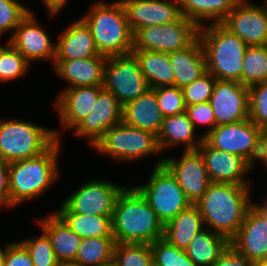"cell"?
Here are the masks:
<instances>
[{"mask_svg":"<svg viewBox=\"0 0 267 266\" xmlns=\"http://www.w3.org/2000/svg\"><path fill=\"white\" fill-rule=\"evenodd\" d=\"M250 192L249 185L211 182L195 203L206 228L231 241L252 206Z\"/></svg>","mask_w":267,"mask_h":266,"instance_id":"6da1fadb","label":"cell"},{"mask_svg":"<svg viewBox=\"0 0 267 266\" xmlns=\"http://www.w3.org/2000/svg\"><path fill=\"white\" fill-rule=\"evenodd\" d=\"M115 243L151 244L164 236V225L135 187L119 194L112 216Z\"/></svg>","mask_w":267,"mask_h":266,"instance_id":"7a4b0ae2","label":"cell"},{"mask_svg":"<svg viewBox=\"0 0 267 266\" xmlns=\"http://www.w3.org/2000/svg\"><path fill=\"white\" fill-rule=\"evenodd\" d=\"M60 140L38 156L9 163L10 206L38 198L59 176Z\"/></svg>","mask_w":267,"mask_h":266,"instance_id":"3957f363","label":"cell"},{"mask_svg":"<svg viewBox=\"0 0 267 266\" xmlns=\"http://www.w3.org/2000/svg\"><path fill=\"white\" fill-rule=\"evenodd\" d=\"M90 8L81 19L90 28L99 54L106 57L131 54L133 33L121 0L98 1Z\"/></svg>","mask_w":267,"mask_h":266,"instance_id":"277c9868","label":"cell"},{"mask_svg":"<svg viewBox=\"0 0 267 266\" xmlns=\"http://www.w3.org/2000/svg\"><path fill=\"white\" fill-rule=\"evenodd\" d=\"M204 24L199 27L200 39L206 58L207 71L217 80L241 83L243 57L249 47L237 35L221 23Z\"/></svg>","mask_w":267,"mask_h":266,"instance_id":"5b68a950","label":"cell"},{"mask_svg":"<svg viewBox=\"0 0 267 266\" xmlns=\"http://www.w3.org/2000/svg\"><path fill=\"white\" fill-rule=\"evenodd\" d=\"M59 133L32 122L4 119L0 122V157L12 163L38 156L60 140Z\"/></svg>","mask_w":267,"mask_h":266,"instance_id":"8992f818","label":"cell"},{"mask_svg":"<svg viewBox=\"0 0 267 266\" xmlns=\"http://www.w3.org/2000/svg\"><path fill=\"white\" fill-rule=\"evenodd\" d=\"M135 188L147 200L163 225L192 204L176 177L164 165V158L155 164L148 181Z\"/></svg>","mask_w":267,"mask_h":266,"instance_id":"52a82bcc","label":"cell"},{"mask_svg":"<svg viewBox=\"0 0 267 266\" xmlns=\"http://www.w3.org/2000/svg\"><path fill=\"white\" fill-rule=\"evenodd\" d=\"M93 148L121 162L161 153L155 134L128 126L123 121L108 129Z\"/></svg>","mask_w":267,"mask_h":266,"instance_id":"ba28073f","label":"cell"},{"mask_svg":"<svg viewBox=\"0 0 267 266\" xmlns=\"http://www.w3.org/2000/svg\"><path fill=\"white\" fill-rule=\"evenodd\" d=\"M198 31L199 27L184 16L173 23L141 28L133 34V50L180 51L198 38Z\"/></svg>","mask_w":267,"mask_h":266,"instance_id":"9c48e42d","label":"cell"},{"mask_svg":"<svg viewBox=\"0 0 267 266\" xmlns=\"http://www.w3.org/2000/svg\"><path fill=\"white\" fill-rule=\"evenodd\" d=\"M103 88L114 94L119 103L125 106L145 93L150 86L137 59L131 53L107 57Z\"/></svg>","mask_w":267,"mask_h":266,"instance_id":"30bf717a","label":"cell"},{"mask_svg":"<svg viewBox=\"0 0 267 266\" xmlns=\"http://www.w3.org/2000/svg\"><path fill=\"white\" fill-rule=\"evenodd\" d=\"M261 130L248 118L244 121L216 126L203 139L218 150L241 156L253 168L259 153Z\"/></svg>","mask_w":267,"mask_h":266,"instance_id":"8fae6325","label":"cell"},{"mask_svg":"<svg viewBox=\"0 0 267 266\" xmlns=\"http://www.w3.org/2000/svg\"><path fill=\"white\" fill-rule=\"evenodd\" d=\"M124 188L104 179H92L71 193L63 203L80 215H113L116 200Z\"/></svg>","mask_w":267,"mask_h":266,"instance_id":"7c38bea8","label":"cell"},{"mask_svg":"<svg viewBox=\"0 0 267 266\" xmlns=\"http://www.w3.org/2000/svg\"><path fill=\"white\" fill-rule=\"evenodd\" d=\"M240 0L221 24L248 46L267 45V9Z\"/></svg>","mask_w":267,"mask_h":266,"instance_id":"4fadbf2b","label":"cell"},{"mask_svg":"<svg viewBox=\"0 0 267 266\" xmlns=\"http://www.w3.org/2000/svg\"><path fill=\"white\" fill-rule=\"evenodd\" d=\"M209 102L216 126L249 118V90L240 82L216 80Z\"/></svg>","mask_w":267,"mask_h":266,"instance_id":"5bb4252c","label":"cell"},{"mask_svg":"<svg viewBox=\"0 0 267 266\" xmlns=\"http://www.w3.org/2000/svg\"><path fill=\"white\" fill-rule=\"evenodd\" d=\"M164 165L176 177L186 198L195 204L207 191L210 179L203 158L197 150L183 151L180 159L166 157Z\"/></svg>","mask_w":267,"mask_h":266,"instance_id":"9a60e30c","label":"cell"},{"mask_svg":"<svg viewBox=\"0 0 267 266\" xmlns=\"http://www.w3.org/2000/svg\"><path fill=\"white\" fill-rule=\"evenodd\" d=\"M94 106V110L73 128L74 135L87 138L93 147L108 129L123 120V106L105 89L99 93Z\"/></svg>","mask_w":267,"mask_h":266,"instance_id":"2e32d148","label":"cell"},{"mask_svg":"<svg viewBox=\"0 0 267 266\" xmlns=\"http://www.w3.org/2000/svg\"><path fill=\"white\" fill-rule=\"evenodd\" d=\"M197 151L203 158L210 182L249 185L245 178L252 166L241 156L218 150L204 139Z\"/></svg>","mask_w":267,"mask_h":266,"instance_id":"e0dca14e","label":"cell"},{"mask_svg":"<svg viewBox=\"0 0 267 266\" xmlns=\"http://www.w3.org/2000/svg\"><path fill=\"white\" fill-rule=\"evenodd\" d=\"M8 42L31 64L33 61L51 60L54 64L55 47L49 35L30 11L19 23Z\"/></svg>","mask_w":267,"mask_h":266,"instance_id":"ac0fdd59","label":"cell"},{"mask_svg":"<svg viewBox=\"0 0 267 266\" xmlns=\"http://www.w3.org/2000/svg\"><path fill=\"white\" fill-rule=\"evenodd\" d=\"M121 3L133 34L141 28L173 23L183 17L178 0H121Z\"/></svg>","mask_w":267,"mask_h":266,"instance_id":"d6986e66","label":"cell"},{"mask_svg":"<svg viewBox=\"0 0 267 266\" xmlns=\"http://www.w3.org/2000/svg\"><path fill=\"white\" fill-rule=\"evenodd\" d=\"M103 89V85L65 88L54 103L62 128L73 129L89 115Z\"/></svg>","mask_w":267,"mask_h":266,"instance_id":"ffe728a7","label":"cell"},{"mask_svg":"<svg viewBox=\"0 0 267 266\" xmlns=\"http://www.w3.org/2000/svg\"><path fill=\"white\" fill-rule=\"evenodd\" d=\"M230 245L253 263L266 259L267 217L251 206Z\"/></svg>","mask_w":267,"mask_h":266,"instance_id":"44dd1931","label":"cell"},{"mask_svg":"<svg viewBox=\"0 0 267 266\" xmlns=\"http://www.w3.org/2000/svg\"><path fill=\"white\" fill-rule=\"evenodd\" d=\"M104 55L75 60H54V70L62 80L72 87L98 86L104 84Z\"/></svg>","mask_w":267,"mask_h":266,"instance_id":"7402d4cb","label":"cell"},{"mask_svg":"<svg viewBox=\"0 0 267 266\" xmlns=\"http://www.w3.org/2000/svg\"><path fill=\"white\" fill-rule=\"evenodd\" d=\"M164 116L159 108L155 88L123 106V122L131 127L151 132L158 136Z\"/></svg>","mask_w":267,"mask_h":266,"instance_id":"603a6c76","label":"cell"},{"mask_svg":"<svg viewBox=\"0 0 267 266\" xmlns=\"http://www.w3.org/2000/svg\"><path fill=\"white\" fill-rule=\"evenodd\" d=\"M59 37L54 60H75L101 55L90 28L81 18L72 22Z\"/></svg>","mask_w":267,"mask_h":266,"instance_id":"cb8c5ba5","label":"cell"},{"mask_svg":"<svg viewBox=\"0 0 267 266\" xmlns=\"http://www.w3.org/2000/svg\"><path fill=\"white\" fill-rule=\"evenodd\" d=\"M174 71V85L182 88L207 71L202 43L197 38L186 49L168 53Z\"/></svg>","mask_w":267,"mask_h":266,"instance_id":"d4e9b609","label":"cell"},{"mask_svg":"<svg viewBox=\"0 0 267 266\" xmlns=\"http://www.w3.org/2000/svg\"><path fill=\"white\" fill-rule=\"evenodd\" d=\"M38 224L51 241L58 261H74L82 238L55 213L39 219Z\"/></svg>","mask_w":267,"mask_h":266,"instance_id":"484cf974","label":"cell"},{"mask_svg":"<svg viewBox=\"0 0 267 266\" xmlns=\"http://www.w3.org/2000/svg\"><path fill=\"white\" fill-rule=\"evenodd\" d=\"M195 131L196 129L194 128L193 123L185 112L165 117L163 119L161 130L157 136L160 151L162 152L164 149H167L168 146L175 147L177 144H184L185 151L197 150L202 144L203 136L200 135L198 139Z\"/></svg>","mask_w":267,"mask_h":266,"instance_id":"4316f807","label":"cell"},{"mask_svg":"<svg viewBox=\"0 0 267 266\" xmlns=\"http://www.w3.org/2000/svg\"><path fill=\"white\" fill-rule=\"evenodd\" d=\"M204 227L199 208L195 204H191L164 225L163 239L169 244L185 250L190 240Z\"/></svg>","mask_w":267,"mask_h":266,"instance_id":"83f0119b","label":"cell"},{"mask_svg":"<svg viewBox=\"0 0 267 266\" xmlns=\"http://www.w3.org/2000/svg\"><path fill=\"white\" fill-rule=\"evenodd\" d=\"M56 214L82 239L89 237L113 238V215H80L73 213L64 203Z\"/></svg>","mask_w":267,"mask_h":266,"instance_id":"f1b7e54d","label":"cell"},{"mask_svg":"<svg viewBox=\"0 0 267 266\" xmlns=\"http://www.w3.org/2000/svg\"><path fill=\"white\" fill-rule=\"evenodd\" d=\"M229 245L227 238L205 227L190 240L185 252L196 265L213 266Z\"/></svg>","mask_w":267,"mask_h":266,"instance_id":"f546056e","label":"cell"},{"mask_svg":"<svg viewBox=\"0 0 267 266\" xmlns=\"http://www.w3.org/2000/svg\"><path fill=\"white\" fill-rule=\"evenodd\" d=\"M150 88L174 85V71L168 53L132 50Z\"/></svg>","mask_w":267,"mask_h":266,"instance_id":"4dcf8cb0","label":"cell"},{"mask_svg":"<svg viewBox=\"0 0 267 266\" xmlns=\"http://www.w3.org/2000/svg\"><path fill=\"white\" fill-rule=\"evenodd\" d=\"M182 16L198 27L203 21L221 23L240 0H178Z\"/></svg>","mask_w":267,"mask_h":266,"instance_id":"1f68e13d","label":"cell"},{"mask_svg":"<svg viewBox=\"0 0 267 266\" xmlns=\"http://www.w3.org/2000/svg\"><path fill=\"white\" fill-rule=\"evenodd\" d=\"M114 246L113 238L82 239L74 262L80 266H107L113 263Z\"/></svg>","mask_w":267,"mask_h":266,"instance_id":"d6a6232c","label":"cell"},{"mask_svg":"<svg viewBox=\"0 0 267 266\" xmlns=\"http://www.w3.org/2000/svg\"><path fill=\"white\" fill-rule=\"evenodd\" d=\"M267 80V45L249 46L243 57L241 84L250 86Z\"/></svg>","mask_w":267,"mask_h":266,"instance_id":"836d02e7","label":"cell"},{"mask_svg":"<svg viewBox=\"0 0 267 266\" xmlns=\"http://www.w3.org/2000/svg\"><path fill=\"white\" fill-rule=\"evenodd\" d=\"M113 264L115 266H154L149 244L115 243Z\"/></svg>","mask_w":267,"mask_h":266,"instance_id":"e575fe53","label":"cell"},{"mask_svg":"<svg viewBox=\"0 0 267 266\" xmlns=\"http://www.w3.org/2000/svg\"><path fill=\"white\" fill-rule=\"evenodd\" d=\"M31 64L9 42L0 45V82H9L24 76Z\"/></svg>","mask_w":267,"mask_h":266,"instance_id":"d590c367","label":"cell"},{"mask_svg":"<svg viewBox=\"0 0 267 266\" xmlns=\"http://www.w3.org/2000/svg\"><path fill=\"white\" fill-rule=\"evenodd\" d=\"M154 266H198L193 263L185 250L159 239L150 244Z\"/></svg>","mask_w":267,"mask_h":266,"instance_id":"8d00e7d4","label":"cell"},{"mask_svg":"<svg viewBox=\"0 0 267 266\" xmlns=\"http://www.w3.org/2000/svg\"><path fill=\"white\" fill-rule=\"evenodd\" d=\"M41 231L42 233L38 238L30 237L20 242L28 250L34 266H54L58 260L54 254L51 241L47 234L43 230Z\"/></svg>","mask_w":267,"mask_h":266,"instance_id":"74e56055","label":"cell"},{"mask_svg":"<svg viewBox=\"0 0 267 266\" xmlns=\"http://www.w3.org/2000/svg\"><path fill=\"white\" fill-rule=\"evenodd\" d=\"M216 77L206 71L192 83L183 86V98L186 106L208 102L216 82Z\"/></svg>","mask_w":267,"mask_h":266,"instance_id":"f35d334b","label":"cell"},{"mask_svg":"<svg viewBox=\"0 0 267 266\" xmlns=\"http://www.w3.org/2000/svg\"><path fill=\"white\" fill-rule=\"evenodd\" d=\"M249 90V119L261 129L267 128V82L256 83Z\"/></svg>","mask_w":267,"mask_h":266,"instance_id":"ab89813d","label":"cell"},{"mask_svg":"<svg viewBox=\"0 0 267 266\" xmlns=\"http://www.w3.org/2000/svg\"><path fill=\"white\" fill-rule=\"evenodd\" d=\"M155 93L164 118L185 112L186 105L181 88L175 85L162 86L155 88Z\"/></svg>","mask_w":267,"mask_h":266,"instance_id":"60d3db41","label":"cell"},{"mask_svg":"<svg viewBox=\"0 0 267 266\" xmlns=\"http://www.w3.org/2000/svg\"><path fill=\"white\" fill-rule=\"evenodd\" d=\"M31 10L17 0H0V36L13 31Z\"/></svg>","mask_w":267,"mask_h":266,"instance_id":"b9f144b4","label":"cell"},{"mask_svg":"<svg viewBox=\"0 0 267 266\" xmlns=\"http://www.w3.org/2000/svg\"><path fill=\"white\" fill-rule=\"evenodd\" d=\"M185 113L193 123L195 129L200 125H207L209 129L202 135L203 137L216 127L215 116L210 102H201L199 104L186 106Z\"/></svg>","mask_w":267,"mask_h":266,"instance_id":"7bdbcfd3","label":"cell"},{"mask_svg":"<svg viewBox=\"0 0 267 266\" xmlns=\"http://www.w3.org/2000/svg\"><path fill=\"white\" fill-rule=\"evenodd\" d=\"M4 266H34V264L28 250L20 241H17L9 243Z\"/></svg>","mask_w":267,"mask_h":266,"instance_id":"ee69618b","label":"cell"},{"mask_svg":"<svg viewBox=\"0 0 267 266\" xmlns=\"http://www.w3.org/2000/svg\"><path fill=\"white\" fill-rule=\"evenodd\" d=\"M213 266H254V263L229 245Z\"/></svg>","mask_w":267,"mask_h":266,"instance_id":"f6af8a7d","label":"cell"},{"mask_svg":"<svg viewBox=\"0 0 267 266\" xmlns=\"http://www.w3.org/2000/svg\"><path fill=\"white\" fill-rule=\"evenodd\" d=\"M0 207H10L9 163L0 157Z\"/></svg>","mask_w":267,"mask_h":266,"instance_id":"bcb514c9","label":"cell"},{"mask_svg":"<svg viewBox=\"0 0 267 266\" xmlns=\"http://www.w3.org/2000/svg\"><path fill=\"white\" fill-rule=\"evenodd\" d=\"M262 161L267 170V128L262 129L259 137V153L256 161Z\"/></svg>","mask_w":267,"mask_h":266,"instance_id":"7dc6e473","label":"cell"},{"mask_svg":"<svg viewBox=\"0 0 267 266\" xmlns=\"http://www.w3.org/2000/svg\"><path fill=\"white\" fill-rule=\"evenodd\" d=\"M45 7L47 8L48 12H50V16H54L64 8L67 0H43Z\"/></svg>","mask_w":267,"mask_h":266,"instance_id":"c3c4849f","label":"cell"},{"mask_svg":"<svg viewBox=\"0 0 267 266\" xmlns=\"http://www.w3.org/2000/svg\"><path fill=\"white\" fill-rule=\"evenodd\" d=\"M252 206L263 216L267 217V197L262 204L252 203Z\"/></svg>","mask_w":267,"mask_h":266,"instance_id":"681fc988","label":"cell"},{"mask_svg":"<svg viewBox=\"0 0 267 266\" xmlns=\"http://www.w3.org/2000/svg\"><path fill=\"white\" fill-rule=\"evenodd\" d=\"M8 246H9V244H6L4 249H1V247H0V266H4Z\"/></svg>","mask_w":267,"mask_h":266,"instance_id":"f907efd6","label":"cell"},{"mask_svg":"<svg viewBox=\"0 0 267 266\" xmlns=\"http://www.w3.org/2000/svg\"><path fill=\"white\" fill-rule=\"evenodd\" d=\"M54 266H80L74 261H57Z\"/></svg>","mask_w":267,"mask_h":266,"instance_id":"816d5d0a","label":"cell"},{"mask_svg":"<svg viewBox=\"0 0 267 266\" xmlns=\"http://www.w3.org/2000/svg\"><path fill=\"white\" fill-rule=\"evenodd\" d=\"M254 266H267V258L254 263Z\"/></svg>","mask_w":267,"mask_h":266,"instance_id":"f5cc1de1","label":"cell"},{"mask_svg":"<svg viewBox=\"0 0 267 266\" xmlns=\"http://www.w3.org/2000/svg\"><path fill=\"white\" fill-rule=\"evenodd\" d=\"M264 1H265V2H264V3H265L264 5H265V7H266V9H267V0H264Z\"/></svg>","mask_w":267,"mask_h":266,"instance_id":"db71d44e","label":"cell"}]
</instances>
